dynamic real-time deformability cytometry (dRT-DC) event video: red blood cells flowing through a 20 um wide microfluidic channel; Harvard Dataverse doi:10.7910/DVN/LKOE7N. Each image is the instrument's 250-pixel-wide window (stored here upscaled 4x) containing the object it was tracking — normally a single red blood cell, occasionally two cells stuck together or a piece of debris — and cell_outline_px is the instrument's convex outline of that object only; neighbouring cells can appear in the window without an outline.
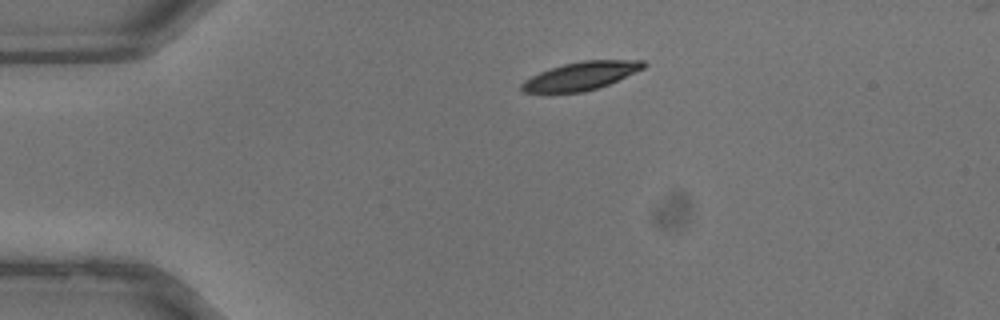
{"species": "common noctule bat (a hibernating species)", "species_latin": "Nyctalus noctula", "temperature_condition": "warm", "stored_images_in_passage": 30, "camera_frame_rate_fps": 3000, "um_per_image_px": 0.085, "animal": {"sex": "male", "body_mass_g": 13.3}, "frame": {"image": 1, "passage_image": 1, "time_ms": 0.0, "image_size_px": [1000, 320], "cell_outline_px": [[648, 64], [644, 68], [608, 84], [584, 92], [524, 92], [520, 88], [520, 84], [524, 80], [540, 72], [564, 64], [584, 60], [644, 60]], "centroid_in_image_um": [49.39, 6.44], "position_along_channel_um": 35.6, "area_um2": 19.71}}
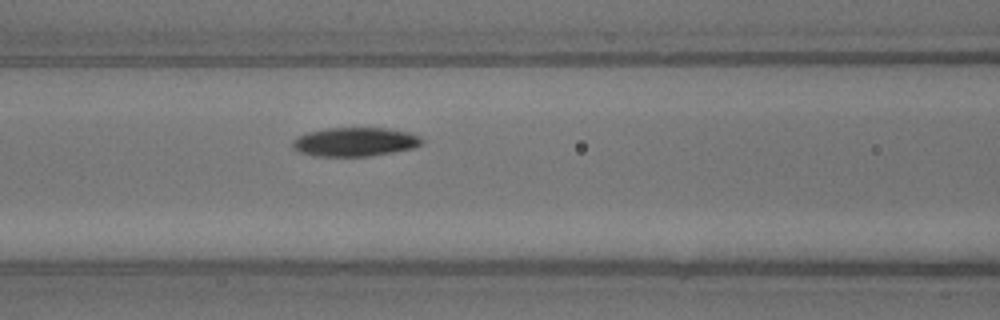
{"frame": {"image": 2, "passage_image": 9, "time_ms": 2.667, "image_size_px": [1000, 320], "cell_outline_px": [[424, 140], [420, 144], [412, 148], [392, 152], [368, 156], [312, 156], [300, 152], [292, 148], [292, 140], [308, 132], [328, 128], [388, 128], [408, 132], [420, 136]], "centroid_in_image_um": [30.16, 12.06], "position_along_channel_um": 136.4, "area_um2": 21.68}}
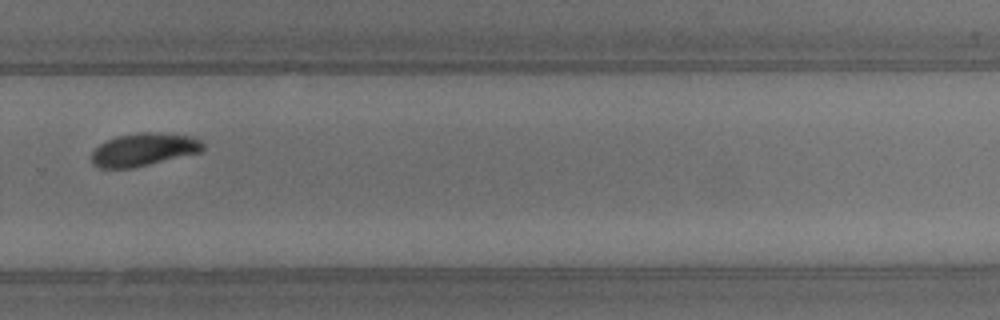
{"frame": {"image": 3, "passage_image": 19, "time_ms": 6.0, "image_size_px": [1000, 320], "cell_outline_px": [[204, 148], [200, 152], [132, 168], [100, 168], [92, 164], [92, 152], [100, 144], [116, 136], [140, 132], [152, 132], [188, 136], [204, 140]], "centroid_in_image_um": [12.22, 12.71], "position_along_channel_um": 317.6, "area_um2": 21.15}}